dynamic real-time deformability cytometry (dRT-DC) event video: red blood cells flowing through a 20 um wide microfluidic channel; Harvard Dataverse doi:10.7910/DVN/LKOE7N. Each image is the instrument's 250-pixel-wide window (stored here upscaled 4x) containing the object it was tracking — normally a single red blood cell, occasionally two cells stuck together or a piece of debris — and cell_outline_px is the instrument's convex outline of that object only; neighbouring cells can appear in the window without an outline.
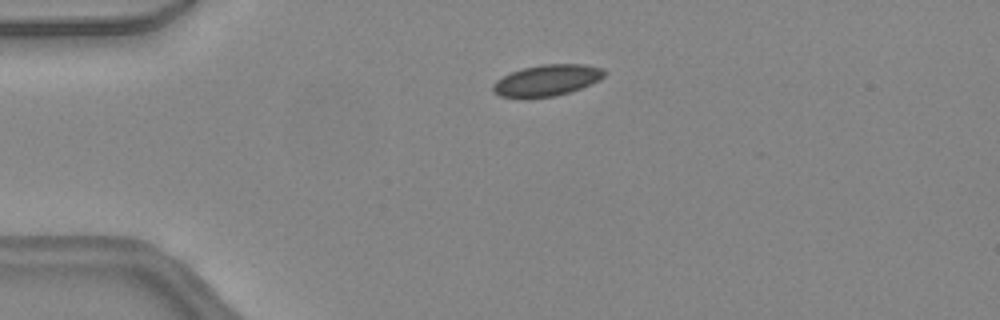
{"species": "common noctule bat (a hibernating species)", "species_latin": "Nyctalus noctula", "temperature_condition": "warm", "stored_images_in_passage": 36, "camera_frame_rate_fps": 3000, "um_per_image_px": 0.085, "animal": {"sex": "female", "body_mass_g": 24.6, "forearm_length_mm": 56.2}, "frame": {"image": 1, "passage_image": 1, "time_ms": 0.0, "image_size_px": [1000, 320], "cell_outline_px": [[608, 72], [600, 80], [580, 88], [556, 96], [528, 100], [520, 100], [500, 96], [492, 92], [492, 84], [496, 80], [512, 72], [524, 68], [544, 64], [584, 64], [604, 68]], "centroid_in_image_um": [46.46, 6.87], "position_along_channel_um": 38.5, "area_um2": 20.87}}
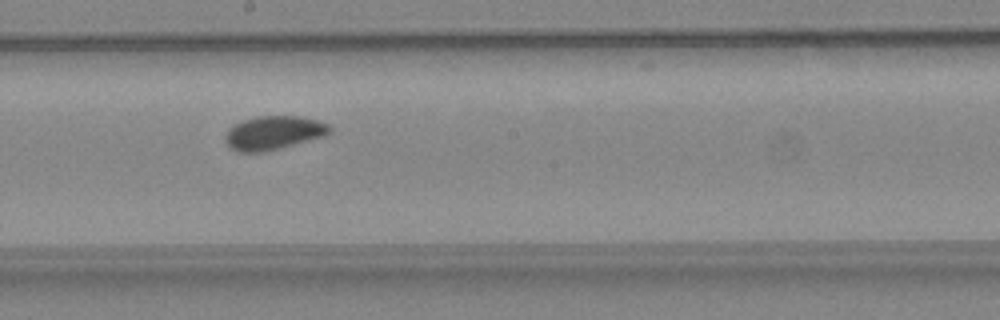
{"frame": {"image": 2, "passage_image": 16, "time_ms": 5.0, "image_size_px": [1000, 320], "cell_outline_px": [[332, 128], [324, 136], [264, 152], [240, 152], [232, 148], [224, 140], [228, 128], [244, 120], [256, 116], [300, 116], [316, 120], [328, 124]], "centroid_in_image_um": [23.24, 11.28], "position_along_channel_um": 225.0, "area_um2": 20.23}}
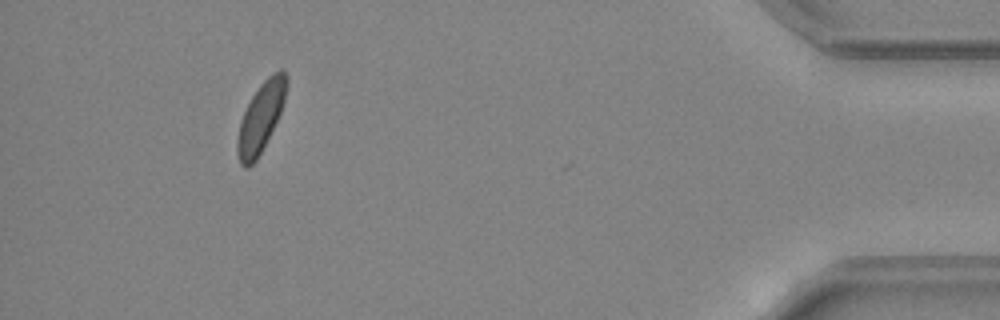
{"frame": {"image": 3, "passage_image": 33, "time_ms": 10.667, "image_size_px": [1000, 320], "cell_outline_px": [[288, 84], [284, 100], [280, 112], [256, 160], [248, 168], [244, 168], [240, 164], [236, 148], [236, 140], [240, 120], [252, 96], [260, 84], [272, 72], [280, 68], [284, 68], [288, 76]], "centroid_in_image_um": [22.16, 9.92], "position_along_channel_um": 413.0, "area_um2": 19.77}, "authors_computed_cell_mechanics": {"area_um2": 20.1722, "velocity_mm_per_s": 4.4457, "shape_relaxation_time_tau1_ms": 3.2391, "shape_relaxation_time_tau2_ms": null, "deformation_change_tau1": 0.0581, "deformation_change_tau2": null}}